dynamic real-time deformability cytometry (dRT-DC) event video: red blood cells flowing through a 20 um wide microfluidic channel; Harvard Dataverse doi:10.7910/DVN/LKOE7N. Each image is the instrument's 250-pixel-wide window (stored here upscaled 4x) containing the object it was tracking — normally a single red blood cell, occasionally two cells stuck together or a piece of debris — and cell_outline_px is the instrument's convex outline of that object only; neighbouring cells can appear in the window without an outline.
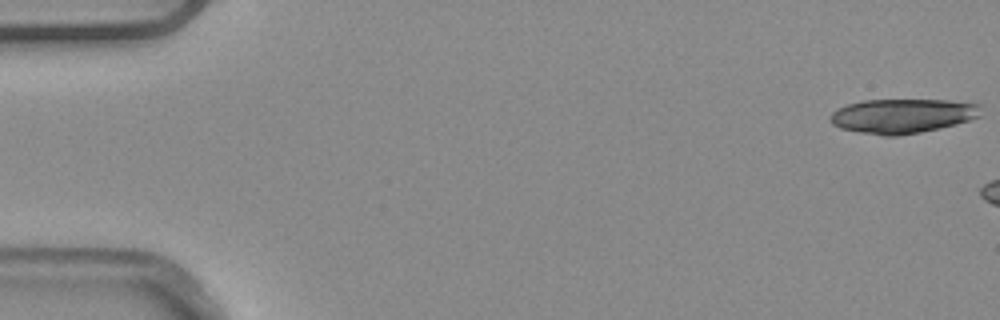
{"species": "common noctule bat (a hibernating species)", "species_latin": "Nyctalus noctula", "temperature_condition": "warm", "stored_images_in_passage": 3, "camera_frame_rate_fps": 3000, "um_per_image_px": 0.085, "animal": {"sex": "male", "body_mass_g": 20.4}, "frame": {"image": 1, "passage_image": 1, "time_ms": 0.0, "image_size_px": [1000, 320], "cell_outline_px": [[984, 104], [980, 116], [956, 124], [940, 128], [920, 132], [896, 136], [884, 136], [860, 132], [840, 128], [832, 124], [828, 120], [828, 116], [832, 112], [848, 104], [860, 100], [952, 100]], "centroid_in_image_um": [76.73, 9.84], "position_along_channel_um": 8.3, "area_um2": 30.52}}